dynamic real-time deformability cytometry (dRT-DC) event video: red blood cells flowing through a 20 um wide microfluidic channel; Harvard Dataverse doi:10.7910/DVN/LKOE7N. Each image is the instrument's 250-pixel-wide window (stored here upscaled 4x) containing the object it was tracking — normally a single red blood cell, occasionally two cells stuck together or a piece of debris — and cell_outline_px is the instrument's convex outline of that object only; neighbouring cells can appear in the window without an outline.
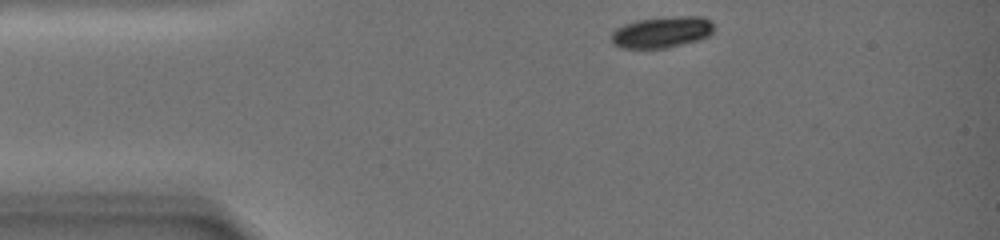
{"species": "common noctule bat (a hibernating species)", "species_latin": "Nyctalus noctula", "temperature_condition": "warm", "stored_images_in_passage": 37, "camera_frame_rate_fps": 3000, "um_per_image_px": 0.085, "animal": {"sex": "female", "body_mass_g": 19.0, "forearm_length_mm": 51.5}, "frame": {"image": 1, "passage_image": 1, "time_ms": 0.0, "image_size_px": [1000, 240], "cell_outline_px": [[712, 32], [708, 36], [700, 40], [668, 48], [620, 48], [612, 44], [612, 32], [616, 28], [624, 24], [636, 20], [680, 16], [700, 16], [712, 20]], "centroid_in_image_um": [56.25, 2.74], "position_along_channel_um": 28.7, "area_um2": 18.79}}
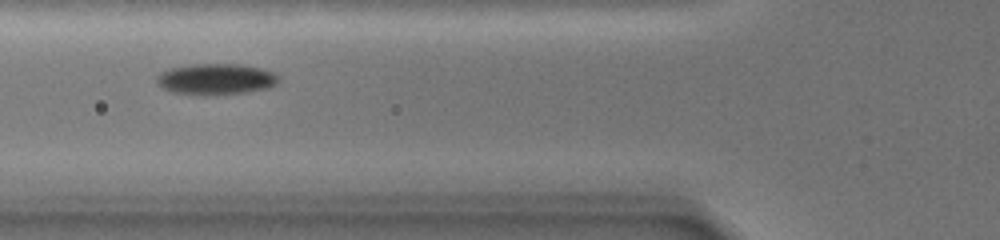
{"frame": {"image": 2, "passage_image": 21, "time_ms": 4.333, "image_size_px": [1000, 240], "cell_outline_px": [[280, 80], [276, 84], [268, 88], [248, 92], [208, 96], [204, 96], [172, 92], [156, 84], [156, 76], [160, 72], [172, 68], [192, 64], [240, 64], [260, 68], [276, 72], [280, 76]], "centroid_in_image_um": [18.38, 6.74], "position_along_channel_um": 107.4, "area_um2": 22.48}}
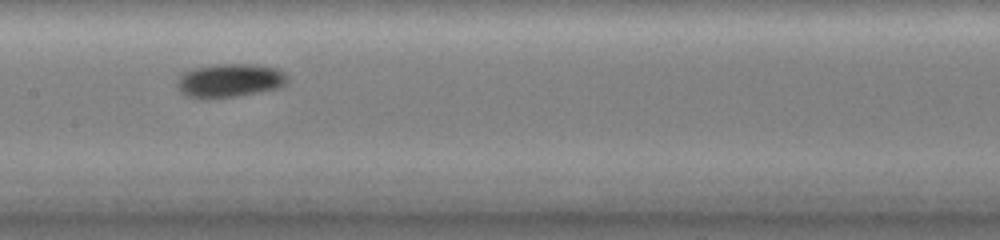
{"frame": {"image": 3, "passage_image": 36, "time_ms": 7.0, "image_size_px": [1000, 240], "cell_outline_px": [[288, 80], [280, 88], [260, 92], [212, 100], [200, 100], [184, 96], [180, 92], [176, 84], [180, 76], [184, 72], [196, 68], [216, 64], [256, 64], [276, 68], [288, 72]], "centroid_in_image_um": [19.53, 6.87], "position_along_channel_um": 187.9, "area_um2": 22.25}}